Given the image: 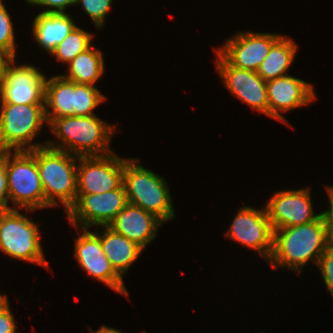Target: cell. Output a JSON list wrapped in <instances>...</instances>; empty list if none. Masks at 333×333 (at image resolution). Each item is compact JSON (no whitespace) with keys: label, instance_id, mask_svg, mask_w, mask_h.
<instances>
[{"label":"cell","instance_id":"obj_18","mask_svg":"<svg viewBox=\"0 0 333 333\" xmlns=\"http://www.w3.org/2000/svg\"><path fill=\"white\" fill-rule=\"evenodd\" d=\"M103 232H94L99 238L104 254L115 272L123 279L124 274L143 252L138 244L115 232L109 226H102Z\"/></svg>","mask_w":333,"mask_h":333},{"label":"cell","instance_id":"obj_13","mask_svg":"<svg viewBox=\"0 0 333 333\" xmlns=\"http://www.w3.org/2000/svg\"><path fill=\"white\" fill-rule=\"evenodd\" d=\"M310 189L276 192L265 208L273 230L299 226L318 219L323 212L314 213Z\"/></svg>","mask_w":333,"mask_h":333},{"label":"cell","instance_id":"obj_1","mask_svg":"<svg viewBox=\"0 0 333 333\" xmlns=\"http://www.w3.org/2000/svg\"><path fill=\"white\" fill-rule=\"evenodd\" d=\"M330 245L329 223L323 211L310 223L274 230L273 252L268 263L276 270L286 267L299 273L309 261L317 266Z\"/></svg>","mask_w":333,"mask_h":333},{"label":"cell","instance_id":"obj_10","mask_svg":"<svg viewBox=\"0 0 333 333\" xmlns=\"http://www.w3.org/2000/svg\"><path fill=\"white\" fill-rule=\"evenodd\" d=\"M124 158L115 152L104 156L78 157L77 194H100L123 183Z\"/></svg>","mask_w":333,"mask_h":333},{"label":"cell","instance_id":"obj_4","mask_svg":"<svg viewBox=\"0 0 333 333\" xmlns=\"http://www.w3.org/2000/svg\"><path fill=\"white\" fill-rule=\"evenodd\" d=\"M139 159H124L123 185L128 203L156 215L163 222L174 218L172 199L164 178L141 166Z\"/></svg>","mask_w":333,"mask_h":333},{"label":"cell","instance_id":"obj_15","mask_svg":"<svg viewBox=\"0 0 333 333\" xmlns=\"http://www.w3.org/2000/svg\"><path fill=\"white\" fill-rule=\"evenodd\" d=\"M280 37V34L274 33L239 32L228 39L218 52L232 66L257 72Z\"/></svg>","mask_w":333,"mask_h":333},{"label":"cell","instance_id":"obj_3","mask_svg":"<svg viewBox=\"0 0 333 333\" xmlns=\"http://www.w3.org/2000/svg\"><path fill=\"white\" fill-rule=\"evenodd\" d=\"M35 158L45 201L51 207H56L59 206V199L67 213L76 202L78 157L45 145L35 148Z\"/></svg>","mask_w":333,"mask_h":333},{"label":"cell","instance_id":"obj_20","mask_svg":"<svg viewBox=\"0 0 333 333\" xmlns=\"http://www.w3.org/2000/svg\"><path fill=\"white\" fill-rule=\"evenodd\" d=\"M45 115L47 122L62 116H75L72 81L63 78L61 75L46 79Z\"/></svg>","mask_w":333,"mask_h":333},{"label":"cell","instance_id":"obj_29","mask_svg":"<svg viewBox=\"0 0 333 333\" xmlns=\"http://www.w3.org/2000/svg\"><path fill=\"white\" fill-rule=\"evenodd\" d=\"M29 5L45 6L48 9L41 13H66L67 6H73L76 0H25ZM51 7V8H50Z\"/></svg>","mask_w":333,"mask_h":333},{"label":"cell","instance_id":"obj_17","mask_svg":"<svg viewBox=\"0 0 333 333\" xmlns=\"http://www.w3.org/2000/svg\"><path fill=\"white\" fill-rule=\"evenodd\" d=\"M162 223L153 213L128 203L108 226L145 250Z\"/></svg>","mask_w":333,"mask_h":333},{"label":"cell","instance_id":"obj_24","mask_svg":"<svg viewBox=\"0 0 333 333\" xmlns=\"http://www.w3.org/2000/svg\"><path fill=\"white\" fill-rule=\"evenodd\" d=\"M105 99L106 97L95 85L73 82V108L75 116L95 115L93 110L104 102Z\"/></svg>","mask_w":333,"mask_h":333},{"label":"cell","instance_id":"obj_12","mask_svg":"<svg viewBox=\"0 0 333 333\" xmlns=\"http://www.w3.org/2000/svg\"><path fill=\"white\" fill-rule=\"evenodd\" d=\"M217 55L216 68L226 88L252 109L269 116L266 81L255 71L232 66L218 51Z\"/></svg>","mask_w":333,"mask_h":333},{"label":"cell","instance_id":"obj_33","mask_svg":"<svg viewBox=\"0 0 333 333\" xmlns=\"http://www.w3.org/2000/svg\"><path fill=\"white\" fill-rule=\"evenodd\" d=\"M91 333H122L119 330H116L114 328L111 327H107L106 325H102L101 328H99L97 331H93L90 328Z\"/></svg>","mask_w":333,"mask_h":333},{"label":"cell","instance_id":"obj_22","mask_svg":"<svg viewBox=\"0 0 333 333\" xmlns=\"http://www.w3.org/2000/svg\"><path fill=\"white\" fill-rule=\"evenodd\" d=\"M103 60L102 52L91 45L69 63V74L61 76L77 84L94 85L104 73Z\"/></svg>","mask_w":333,"mask_h":333},{"label":"cell","instance_id":"obj_31","mask_svg":"<svg viewBox=\"0 0 333 333\" xmlns=\"http://www.w3.org/2000/svg\"><path fill=\"white\" fill-rule=\"evenodd\" d=\"M328 196H329V204H330V208L325 210V214L327 216L328 219V223H329V231H330V240H331V244H333V186H327L326 187Z\"/></svg>","mask_w":333,"mask_h":333},{"label":"cell","instance_id":"obj_23","mask_svg":"<svg viewBox=\"0 0 333 333\" xmlns=\"http://www.w3.org/2000/svg\"><path fill=\"white\" fill-rule=\"evenodd\" d=\"M93 34L76 26L68 36L56 47L52 55L60 62L69 64L78 54L88 49L92 44Z\"/></svg>","mask_w":333,"mask_h":333},{"label":"cell","instance_id":"obj_14","mask_svg":"<svg viewBox=\"0 0 333 333\" xmlns=\"http://www.w3.org/2000/svg\"><path fill=\"white\" fill-rule=\"evenodd\" d=\"M78 238L75 240L74 256L80 267L90 277L98 279L116 292L128 296V291L123 279L115 272L107 256L104 254L100 238L87 229H81Z\"/></svg>","mask_w":333,"mask_h":333},{"label":"cell","instance_id":"obj_6","mask_svg":"<svg viewBox=\"0 0 333 333\" xmlns=\"http://www.w3.org/2000/svg\"><path fill=\"white\" fill-rule=\"evenodd\" d=\"M7 182L9 200L14 209L25 208L27 211L51 207L45 201L41 184L35 149L7 151Z\"/></svg>","mask_w":333,"mask_h":333},{"label":"cell","instance_id":"obj_2","mask_svg":"<svg viewBox=\"0 0 333 333\" xmlns=\"http://www.w3.org/2000/svg\"><path fill=\"white\" fill-rule=\"evenodd\" d=\"M50 130L56 135L55 141L45 140L46 146L66 151L77 157L104 156L113 153L109 148L110 137L115 125L95 115L58 117L48 122ZM62 142V144H61ZM69 150V151H68Z\"/></svg>","mask_w":333,"mask_h":333},{"label":"cell","instance_id":"obj_21","mask_svg":"<svg viewBox=\"0 0 333 333\" xmlns=\"http://www.w3.org/2000/svg\"><path fill=\"white\" fill-rule=\"evenodd\" d=\"M297 44L288 36L282 35L271 47L269 54L261 63L257 73L264 81L282 77L294 61Z\"/></svg>","mask_w":333,"mask_h":333},{"label":"cell","instance_id":"obj_19","mask_svg":"<svg viewBox=\"0 0 333 333\" xmlns=\"http://www.w3.org/2000/svg\"><path fill=\"white\" fill-rule=\"evenodd\" d=\"M76 26L67 12H40L33 20V37L42 49L52 54Z\"/></svg>","mask_w":333,"mask_h":333},{"label":"cell","instance_id":"obj_9","mask_svg":"<svg viewBox=\"0 0 333 333\" xmlns=\"http://www.w3.org/2000/svg\"><path fill=\"white\" fill-rule=\"evenodd\" d=\"M7 63L0 79V102L9 104H45L46 76L37 68Z\"/></svg>","mask_w":333,"mask_h":333},{"label":"cell","instance_id":"obj_16","mask_svg":"<svg viewBox=\"0 0 333 333\" xmlns=\"http://www.w3.org/2000/svg\"><path fill=\"white\" fill-rule=\"evenodd\" d=\"M269 102V117L284 122L288 121L282 113L303 107L315 100L313 86L302 79L285 75L266 82Z\"/></svg>","mask_w":333,"mask_h":333},{"label":"cell","instance_id":"obj_27","mask_svg":"<svg viewBox=\"0 0 333 333\" xmlns=\"http://www.w3.org/2000/svg\"><path fill=\"white\" fill-rule=\"evenodd\" d=\"M317 266L333 298V244L326 249Z\"/></svg>","mask_w":333,"mask_h":333},{"label":"cell","instance_id":"obj_25","mask_svg":"<svg viewBox=\"0 0 333 333\" xmlns=\"http://www.w3.org/2000/svg\"><path fill=\"white\" fill-rule=\"evenodd\" d=\"M0 48L11 58H16L13 23L2 0H0Z\"/></svg>","mask_w":333,"mask_h":333},{"label":"cell","instance_id":"obj_7","mask_svg":"<svg viewBox=\"0 0 333 333\" xmlns=\"http://www.w3.org/2000/svg\"><path fill=\"white\" fill-rule=\"evenodd\" d=\"M38 228L36 223L21 214L17 208L0 212V250L15 259L49 269Z\"/></svg>","mask_w":333,"mask_h":333},{"label":"cell","instance_id":"obj_30","mask_svg":"<svg viewBox=\"0 0 333 333\" xmlns=\"http://www.w3.org/2000/svg\"><path fill=\"white\" fill-rule=\"evenodd\" d=\"M17 325L14 321L13 314L9 308V302L0 309V333H19L16 332Z\"/></svg>","mask_w":333,"mask_h":333},{"label":"cell","instance_id":"obj_5","mask_svg":"<svg viewBox=\"0 0 333 333\" xmlns=\"http://www.w3.org/2000/svg\"><path fill=\"white\" fill-rule=\"evenodd\" d=\"M0 104V151L33 150L46 145L32 144L43 125L48 124L45 104Z\"/></svg>","mask_w":333,"mask_h":333},{"label":"cell","instance_id":"obj_8","mask_svg":"<svg viewBox=\"0 0 333 333\" xmlns=\"http://www.w3.org/2000/svg\"><path fill=\"white\" fill-rule=\"evenodd\" d=\"M128 204L123 183L115 190L100 194H77L75 204L66 213L70 225L89 229L108 226Z\"/></svg>","mask_w":333,"mask_h":333},{"label":"cell","instance_id":"obj_28","mask_svg":"<svg viewBox=\"0 0 333 333\" xmlns=\"http://www.w3.org/2000/svg\"><path fill=\"white\" fill-rule=\"evenodd\" d=\"M8 203L7 151H0V212L13 209Z\"/></svg>","mask_w":333,"mask_h":333},{"label":"cell","instance_id":"obj_34","mask_svg":"<svg viewBox=\"0 0 333 333\" xmlns=\"http://www.w3.org/2000/svg\"><path fill=\"white\" fill-rule=\"evenodd\" d=\"M8 302L7 296L0 294V309H2Z\"/></svg>","mask_w":333,"mask_h":333},{"label":"cell","instance_id":"obj_11","mask_svg":"<svg viewBox=\"0 0 333 333\" xmlns=\"http://www.w3.org/2000/svg\"><path fill=\"white\" fill-rule=\"evenodd\" d=\"M226 236L256 250L266 261L272 255L274 230L265 207L261 210L249 206L240 208Z\"/></svg>","mask_w":333,"mask_h":333},{"label":"cell","instance_id":"obj_26","mask_svg":"<svg viewBox=\"0 0 333 333\" xmlns=\"http://www.w3.org/2000/svg\"><path fill=\"white\" fill-rule=\"evenodd\" d=\"M113 0H76L75 5L81 4L91 20H93L96 28L100 29L105 24V18Z\"/></svg>","mask_w":333,"mask_h":333},{"label":"cell","instance_id":"obj_32","mask_svg":"<svg viewBox=\"0 0 333 333\" xmlns=\"http://www.w3.org/2000/svg\"><path fill=\"white\" fill-rule=\"evenodd\" d=\"M10 59L11 57L0 48V77L2 76L3 71Z\"/></svg>","mask_w":333,"mask_h":333}]
</instances>
